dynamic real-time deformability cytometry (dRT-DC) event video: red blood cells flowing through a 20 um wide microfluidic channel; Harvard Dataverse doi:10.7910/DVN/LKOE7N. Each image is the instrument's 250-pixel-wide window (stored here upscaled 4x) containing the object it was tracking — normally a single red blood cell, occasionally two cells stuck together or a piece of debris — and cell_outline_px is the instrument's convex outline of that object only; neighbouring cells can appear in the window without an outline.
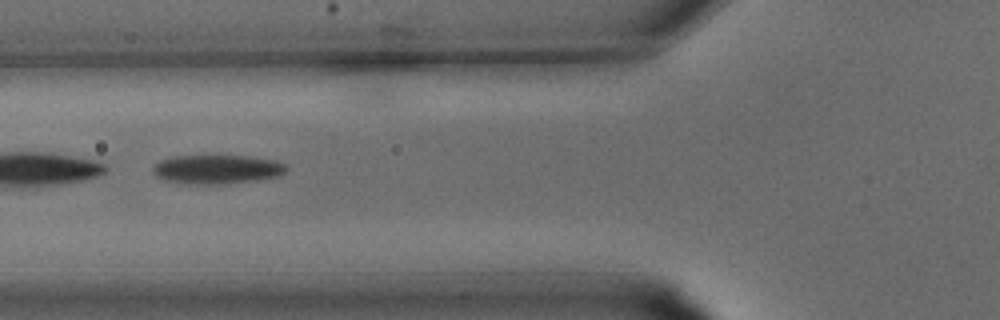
{"species": "common noctule bat (a hibernating species)", "species_latin": "Nyctalus noctula", "temperature_condition": "warm", "stored_images_in_passage": 25, "camera_frame_rate_fps": 3000, "um_per_image_px": 0.085, "animal": {"sex": "male", "body_mass_g": 15.6}, "frame": {"image": 1, "passage_image": 7, "time_ms": 2.0, "image_size_px": [1000, 320], "cell_outline_px": [[288, 168], [280, 176], [256, 180], [224, 184], [180, 184], [164, 180], [156, 176], [152, 172], [152, 164], [160, 160], [176, 156], [248, 156], [276, 160], [284, 164]], "centroid_in_image_um": [18.4, 14.4], "position_along_channel_um": 107.4, "area_um2": 22.83}}
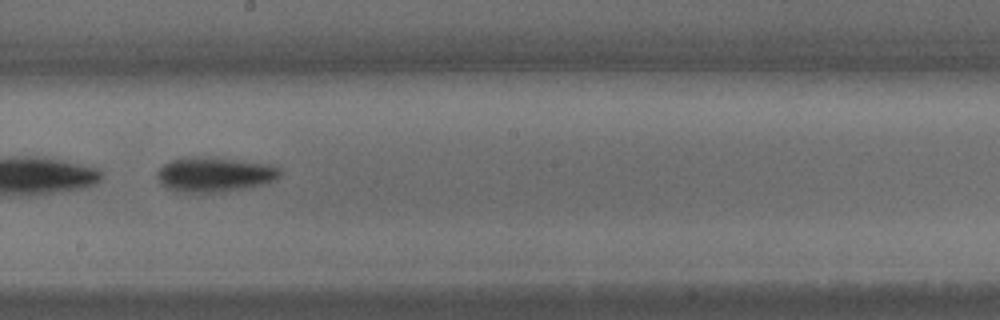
{"frame": {"image": 2, "passage_image": 13, "time_ms": 4.0, "image_size_px": [1000, 320], "cell_outline_px": [[280, 176], [276, 180], [264, 184], [248, 188], [200, 196], [176, 192], [160, 184], [156, 176], [156, 172], [164, 164], [172, 160], [184, 156], [196, 156], [268, 164], [280, 168]], "centroid_in_image_um": [18.17, 14.89], "position_along_channel_um": 230.0, "area_um2": 25.66}}
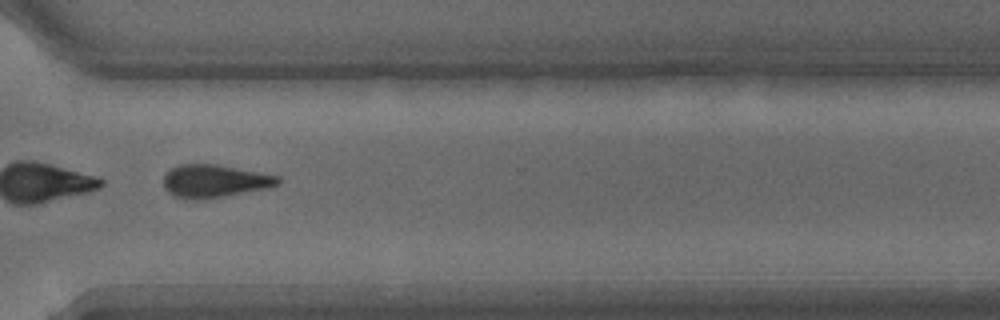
{"frame": {"image": 3, "passage_image": 19, "time_ms": 6.0, "image_size_px": [1000, 320], "cell_outline_px": [[280, 184], [268, 188], [204, 200], [172, 196], [164, 188], [164, 176], [172, 168], [180, 164], [216, 164], [260, 172], [280, 176]], "centroid_in_image_um": [18.26, 15.39], "position_along_channel_um": 352.3, "area_um2": 21.96}}